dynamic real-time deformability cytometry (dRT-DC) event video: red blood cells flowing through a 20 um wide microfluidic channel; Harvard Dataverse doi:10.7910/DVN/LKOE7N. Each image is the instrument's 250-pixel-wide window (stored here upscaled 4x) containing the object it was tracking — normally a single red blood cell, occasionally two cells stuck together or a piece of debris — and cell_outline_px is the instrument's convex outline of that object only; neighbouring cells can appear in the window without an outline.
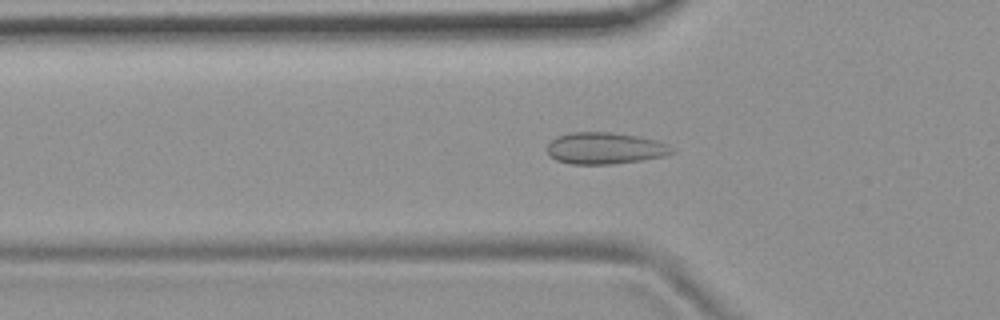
{"species": "common noctule bat (a hibernating species)", "species_latin": "Nyctalus noctula", "temperature_condition": "room temperature", "stored_images_in_passage": 54, "camera_frame_rate_fps": 3000, "um_per_image_px": 0.085, "animal": {"sex": "female", "body_mass_g": 19.9}, "frame": {"image": 1, "passage_image": 18, "time_ms": 5.667, "image_size_px": [1000, 320], "cell_outline_px": [[676, 152], [664, 156], [640, 160], [612, 164], [572, 164], [556, 160], [548, 156], [544, 148], [556, 136], [572, 132], [612, 132], [640, 136], [656, 140], [668, 144], [676, 148]], "centroid_in_image_um": [51.42, 12.59], "position_along_channel_um": 74.4, "area_um2": 23.41}}
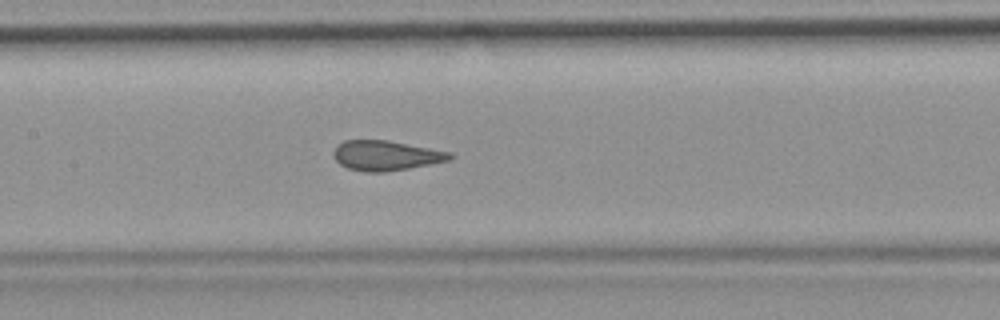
{"frame": {"image": 2, "passage_image": 26, "time_ms": 8.333, "image_size_px": [1000, 320], "cell_outline_px": [[452, 160], [408, 168], [384, 172], [364, 172], [348, 168], [340, 164], [336, 160], [332, 152], [344, 140], [388, 140], [452, 152]], "centroid_in_image_um": [32.82, 13.22], "position_along_channel_um": 174.6, "area_um2": 20.23}}
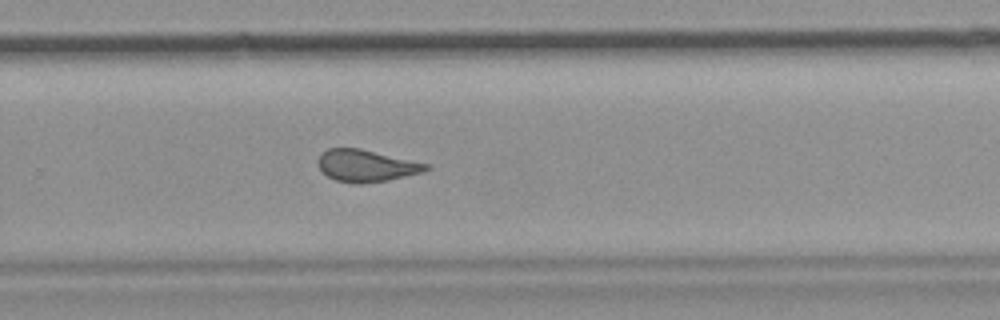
{"frame": {"image": 3, "passage_image": 36, "time_ms": 11.667, "image_size_px": [1000, 320], "cell_outline_px": [[432, 168], [424, 172], [388, 180], [360, 184], [352, 184], [336, 180], [328, 176], [316, 164], [316, 160], [320, 152], [328, 148], [360, 148], [428, 164]], "centroid_in_image_um": [31.1, 14.08], "position_along_channel_um": 298.7, "area_um2": 20.29}, "authors_computed_cell_mechanics": {"area_um2": 21.0392, "velocity_mm_per_s": 3.7388, "shape_relaxation_time_tau1_ms": null, "shape_relaxation_time_tau2_ms": 0.7447, "deformation_change_tau1": null, "deformation_change_tau2": 0.0539}}